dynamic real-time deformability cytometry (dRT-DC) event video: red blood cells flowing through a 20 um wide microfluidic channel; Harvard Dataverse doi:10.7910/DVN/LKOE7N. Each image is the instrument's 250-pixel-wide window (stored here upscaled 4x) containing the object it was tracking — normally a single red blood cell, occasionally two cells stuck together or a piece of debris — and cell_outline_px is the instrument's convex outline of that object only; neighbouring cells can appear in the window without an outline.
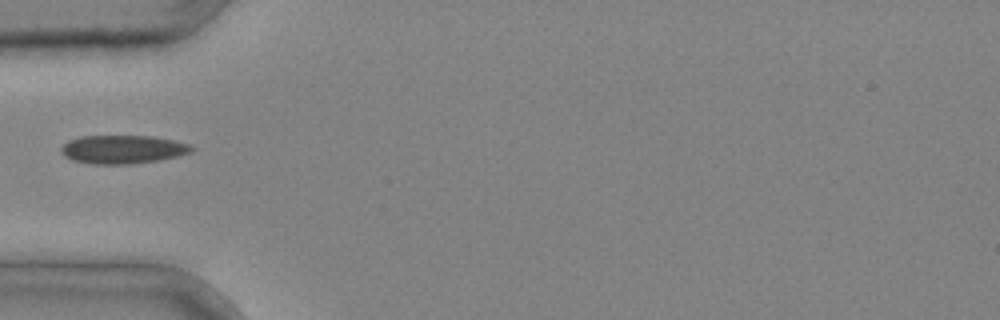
{"species": "common noctule bat (a hibernating species)", "species_latin": "Nyctalus noctula", "temperature_condition": "cold", "stored_images_in_passage": 2, "camera_frame_rate_fps": 3000, "um_per_image_px": 0.085, "animal": {"sex": "male", "body_mass_g": 20.4}, "frame": {"image": 1, "passage_image": 2, "time_ms": 0.333, "image_size_px": [1000, 320], "cell_outline_px": [[196, 148], [192, 152], [176, 156], [156, 160], [128, 164], [92, 164], [72, 160], [64, 156], [60, 152], [60, 148], [68, 140], [80, 136], [152, 136], [172, 140], [188, 144]], "centroid_in_image_um": [10.39, 12.69], "position_along_channel_um": 74.6, "area_um2": 21.56}}